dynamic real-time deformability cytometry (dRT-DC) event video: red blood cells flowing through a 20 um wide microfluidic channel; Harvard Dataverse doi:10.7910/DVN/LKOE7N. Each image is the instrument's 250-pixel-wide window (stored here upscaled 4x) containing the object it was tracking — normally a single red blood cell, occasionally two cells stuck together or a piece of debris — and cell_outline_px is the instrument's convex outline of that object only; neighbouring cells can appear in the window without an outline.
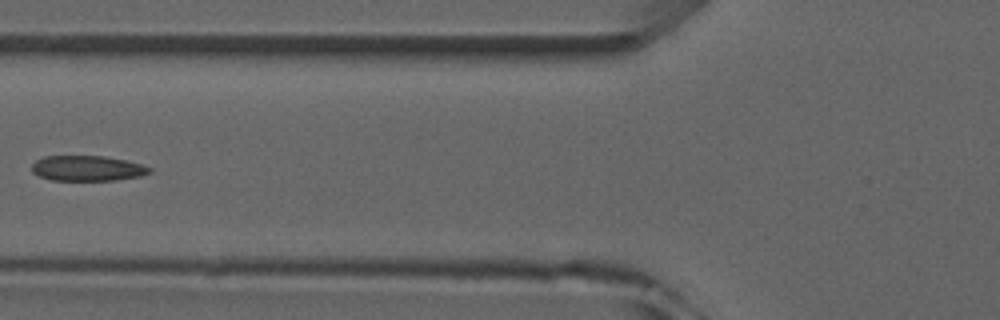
{"species": "common noctule bat (a hibernating species)", "species_latin": "Nyctalus noctula", "temperature_condition": "room temperature", "stored_images_in_passage": 5, "camera_frame_rate_fps": 3000, "um_per_image_px": 0.085, "animal": {"sex": "male", "forearm_length_mm": 52.5}, "frame": {"image": 1, "passage_image": 5, "time_ms": 5.333, "image_size_px": [1000, 320], "cell_outline_px": [[152, 172], [140, 176], [116, 180], [52, 180], [40, 176], [32, 172], [32, 164], [36, 160], [44, 156], [104, 156], [124, 160], [140, 164], [152, 168]], "centroid_in_image_um": [7.42, 14.3], "position_along_channel_um": 118.4, "area_um2": 17.28}}